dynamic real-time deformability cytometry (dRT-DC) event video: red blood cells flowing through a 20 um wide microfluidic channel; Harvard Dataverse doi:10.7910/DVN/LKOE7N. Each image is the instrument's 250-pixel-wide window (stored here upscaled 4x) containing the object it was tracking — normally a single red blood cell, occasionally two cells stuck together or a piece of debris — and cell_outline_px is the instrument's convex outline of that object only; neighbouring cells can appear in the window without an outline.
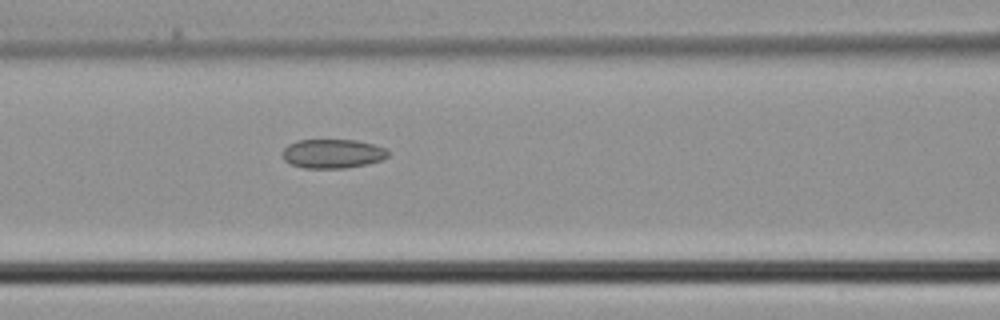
{"species": "common noctule bat (a hibernating species)", "species_latin": "Nyctalus noctula", "temperature_condition": "cold", "stored_images_in_passage": 4, "camera_frame_rate_fps": 3000, "um_per_image_px": 0.085, "animal": {"sex": "male", "body_mass_g": 21.5, "forearm_length_mm": 52.0}, "frame": {"image": 1, "passage_image": 4, "time_ms": 1.0, "image_size_px": [1000, 320], "cell_outline_px": [[388, 156], [380, 160], [368, 164], [344, 168], [304, 168], [292, 164], [284, 160], [284, 148], [288, 144], [296, 140], [356, 140], [372, 144], [384, 148], [388, 152]], "centroid_in_image_um": [28.26, 13.06], "position_along_channel_um": 138.3, "area_um2": 17.74}}